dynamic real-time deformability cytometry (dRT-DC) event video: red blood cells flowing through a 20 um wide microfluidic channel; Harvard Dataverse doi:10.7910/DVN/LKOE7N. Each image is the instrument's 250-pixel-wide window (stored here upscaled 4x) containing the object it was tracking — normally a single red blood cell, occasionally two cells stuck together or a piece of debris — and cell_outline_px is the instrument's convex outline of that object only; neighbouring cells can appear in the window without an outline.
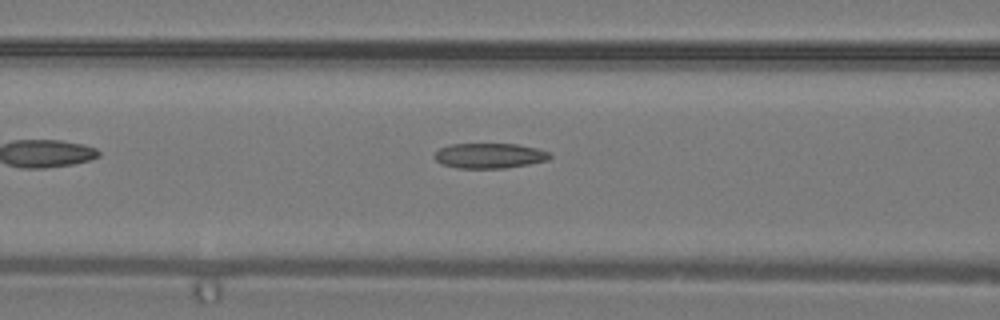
{"species": "common noctule bat (a hibernating species)", "species_latin": "Nyctalus noctula", "temperature_condition": "warm", "stored_images_in_passage": 7, "camera_frame_rate_fps": 3000, "um_per_image_px": 0.085, "animal": {"sex": "male", "body_mass_g": 19.2, "forearm_length_mm": 51.8}, "frame": {"image": 1, "passage_image": 7, "time_ms": 2.0, "image_size_px": [1000, 320], "cell_outline_px": [[552, 156], [548, 160], [528, 164], [504, 168], [456, 168], [440, 164], [432, 156], [440, 148], [448, 144], [516, 144], [536, 148], [548, 152]], "centroid_in_image_um": [41.56, 13.24], "position_along_channel_um": 125.0, "area_um2": 16.94}}